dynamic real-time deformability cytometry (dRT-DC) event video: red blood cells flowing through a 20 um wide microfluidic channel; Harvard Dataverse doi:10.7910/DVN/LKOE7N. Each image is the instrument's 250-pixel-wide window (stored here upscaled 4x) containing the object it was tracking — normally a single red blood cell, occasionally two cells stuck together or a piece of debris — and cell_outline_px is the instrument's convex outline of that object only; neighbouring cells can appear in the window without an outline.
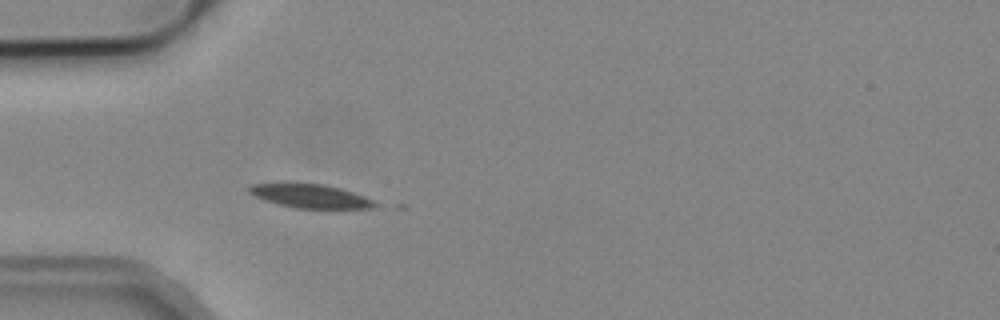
{"species": "common noctule bat (a hibernating species)", "species_latin": "Nyctalus noctula", "temperature_condition": "cold", "stored_images_in_passage": 13, "camera_frame_rate_fps": 3000, "um_per_image_px": 0.085, "animal": {"sex": "male", "body_mass_g": 19.2, "forearm_length_mm": 51.8}, "frame": {"image": 1, "passage_image": 6, "time_ms": 1.667, "image_size_px": [1000, 320], "cell_outline_px": [[380, 204], [372, 208], [296, 208], [264, 200], [248, 192], [248, 188], [252, 184], [280, 180], [284, 180], [324, 184], [340, 188], [364, 196]], "centroid_in_image_um": [26.29, 16.6], "position_along_channel_um": 58.7, "area_um2": 18.03}}